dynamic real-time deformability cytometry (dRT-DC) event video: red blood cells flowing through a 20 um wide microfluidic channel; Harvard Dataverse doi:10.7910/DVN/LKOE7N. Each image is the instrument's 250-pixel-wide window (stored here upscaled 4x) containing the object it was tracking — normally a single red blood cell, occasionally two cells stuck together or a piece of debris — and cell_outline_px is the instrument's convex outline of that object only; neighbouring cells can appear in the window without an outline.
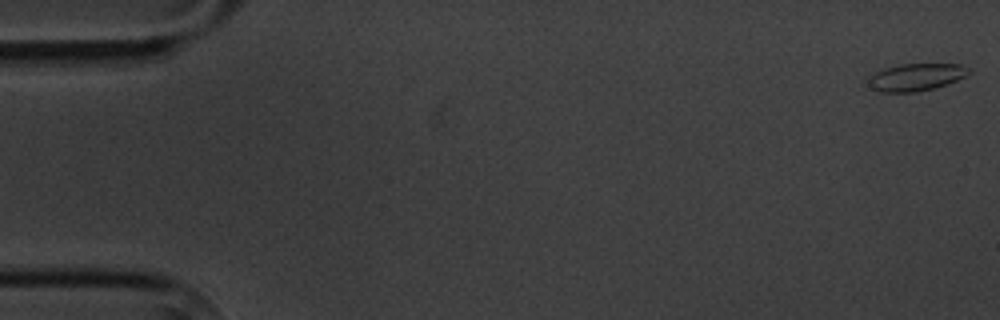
{"species": "common noctule bat (a hibernating species)", "species_latin": "Nyctalus noctula", "temperature_condition": "cold", "stored_images_in_passage": 6, "camera_frame_rate_fps": 3000, "um_per_image_px": 0.085, "animal": {"sex": "male", "body_mass_g": 20.1, "forearm_length_mm": 53.5}, "frame": {"image": 1, "passage_image": 1, "time_ms": 0.0, "image_size_px": [1000, 320], "cell_outline_px": [[972, 72], [948, 84], [936, 88], [916, 92], [880, 92], [872, 88], [868, 84], [868, 76], [884, 68], [904, 64], [960, 64], [968, 68]], "centroid_in_image_um": [77.85, 6.56], "position_along_channel_um": 7.1, "area_um2": 16.01}}
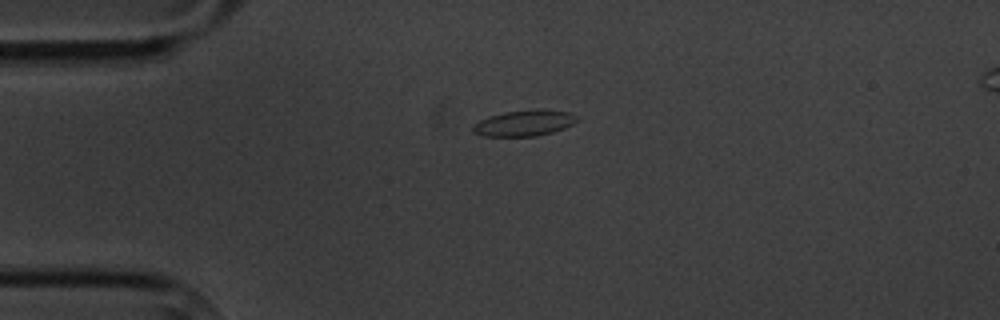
{"frame": {"image": 2, "passage_image": 4, "time_ms": 4.333, "image_size_px": [1000, 320], "cell_outline_px": [[580, 120], [564, 128], [552, 132], [536, 136], [484, 136], [472, 132], [472, 124], [488, 116], [504, 112], [536, 108], [540, 108], [568, 112], [580, 116]], "centroid_in_image_um": [44.58, 10.44], "position_along_channel_um": 40.4, "area_um2": 16.07}}
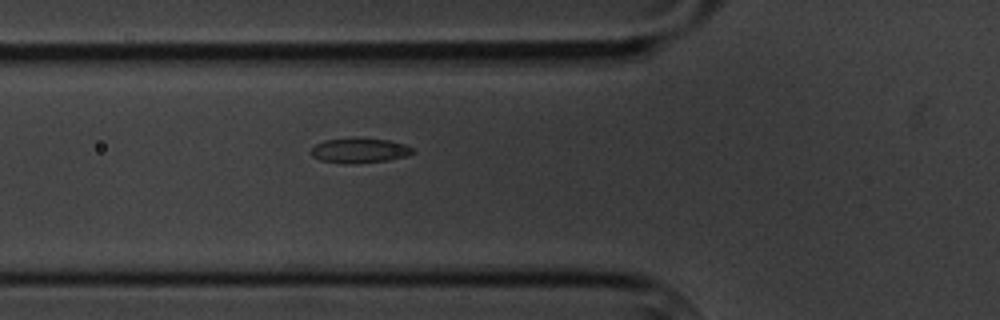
{"frame": {"image": 3, "passage_image": 6, "time_ms": 6.667, "image_size_px": [1000, 320], "cell_outline_px": [[416, 152], [408, 156], [388, 160], [352, 164], [344, 164], [320, 160], [312, 156], [308, 152], [316, 144], [324, 140], [356, 136], [392, 140], [404, 144], [412, 148]], "centroid_in_image_um": [30.55, 12.77], "position_along_channel_um": 95.2, "area_um2": 15.37}}